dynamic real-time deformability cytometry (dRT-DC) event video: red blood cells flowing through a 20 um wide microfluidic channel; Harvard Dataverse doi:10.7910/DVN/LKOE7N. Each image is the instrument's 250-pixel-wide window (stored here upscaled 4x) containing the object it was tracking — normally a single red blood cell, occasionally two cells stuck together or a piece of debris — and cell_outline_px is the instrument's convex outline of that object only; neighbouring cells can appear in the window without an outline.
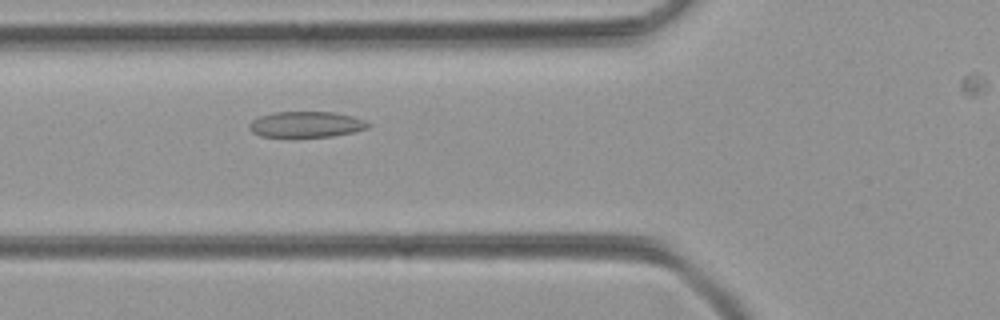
{"species": "common noctule bat (a hibernating species)", "species_latin": "Nyctalus noctula", "temperature_condition": "room temperature", "stored_images_in_passage": 28, "camera_frame_rate_fps": 3000, "um_per_image_px": 0.085, "animal": {"sex": "female", "body_mass_g": 21.9}, "frame": {"image": 1, "passage_image": 3, "time_ms": 0.667, "image_size_px": [1000, 320], "cell_outline_px": [[372, 124], [368, 128], [352, 132], [332, 136], [260, 136], [252, 132], [248, 128], [248, 124], [252, 120], [260, 116], [272, 112], [332, 112], [352, 116], [364, 120]], "centroid_in_image_um": [26.01, 10.56], "position_along_channel_um": 99.8, "area_um2": 17.74}}
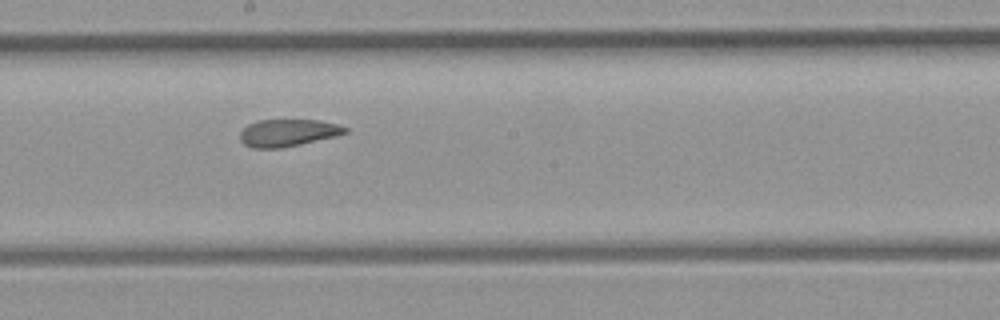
{"frame": {"image": 2, "passage_image": 12, "time_ms": 3.667, "image_size_px": [1000, 320], "cell_outline_px": [[348, 132], [300, 144], [280, 148], [252, 148], [244, 144], [240, 140], [240, 132], [248, 124], [256, 120], [320, 120], [340, 124], [348, 128]], "centroid_in_image_um": [24.44, 11.27], "position_along_channel_um": 223.8, "area_um2": 16.59}}
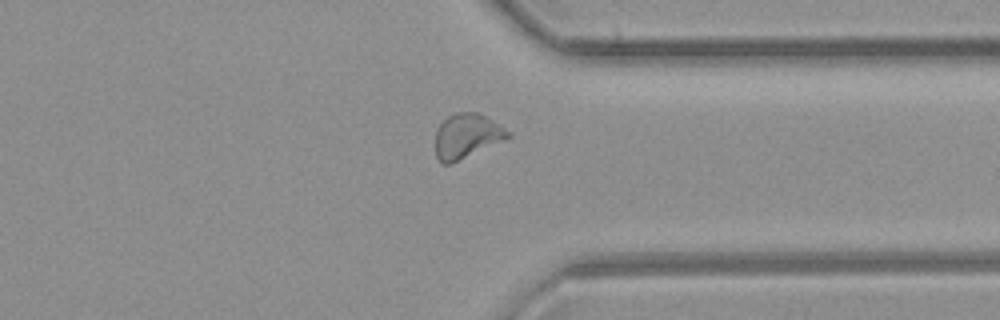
{"frame": {"image": 3, "passage_image": 23, "time_ms": 7.333, "image_size_px": [1000, 320], "cell_outline_px": [[512, 136], [452, 164], [444, 164], [436, 156], [436, 128], [448, 116], [456, 112], [480, 112], [500, 124], [512, 132]], "centroid_in_image_um": [39.7, 11.54], "position_along_channel_um": 371.7, "area_um2": 19.02}}